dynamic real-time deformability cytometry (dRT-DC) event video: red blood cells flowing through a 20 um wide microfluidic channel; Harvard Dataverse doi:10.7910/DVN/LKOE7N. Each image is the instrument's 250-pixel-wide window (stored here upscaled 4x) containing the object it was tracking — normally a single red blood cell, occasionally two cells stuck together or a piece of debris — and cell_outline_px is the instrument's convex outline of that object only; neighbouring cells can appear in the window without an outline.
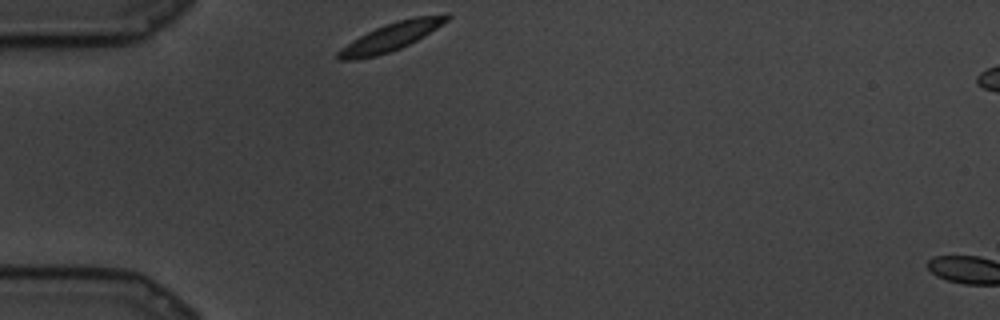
{"species": "common noctule bat (a hibernating species)", "species_latin": "Nyctalus noctula", "temperature_condition": "cold", "stored_images_in_passage": 52, "camera_frame_rate_fps": 3000, "um_per_image_px": 0.085, "animal": {"sex": "male", "body_mass_g": 19.5, "forearm_length_mm": 54.6}, "frame": {"image": 1, "passage_image": 1, "time_ms": 0.0, "image_size_px": [1000, 320], "cell_outline_px": [[452, 16], [448, 20], [424, 36], [400, 48], [376, 56], [356, 60], [340, 60], [336, 56], [336, 52], [340, 48], [352, 40], [376, 28], [396, 20], [416, 16], [444, 12], [448, 12]], "centroid_in_image_um": [33.27, 3.1], "position_along_channel_um": 51.7, "area_um2": 17.86}}
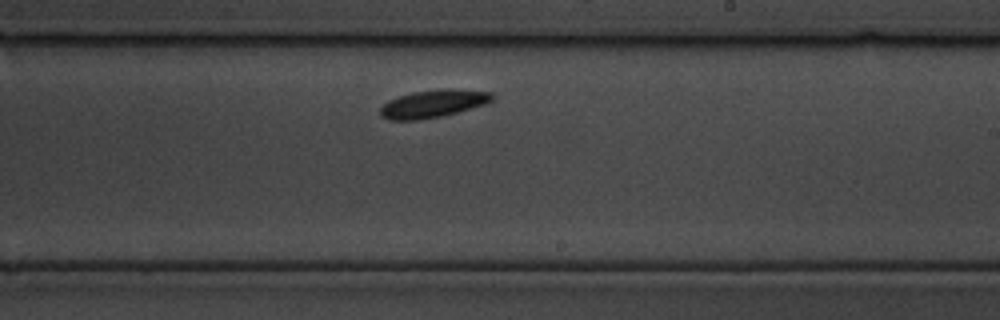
{"frame": {"image": 2, "passage_image": 31, "time_ms": 10.0, "image_size_px": [1000, 320], "cell_outline_px": [[496, 96], [492, 100], [484, 104], [456, 112], [440, 116], [420, 120], [388, 120], [380, 116], [380, 108], [388, 100], [412, 92], [444, 88], [492, 92]], "centroid_in_image_um": [36.79, 8.81], "position_along_channel_um": 252.2, "area_um2": 17.98}}
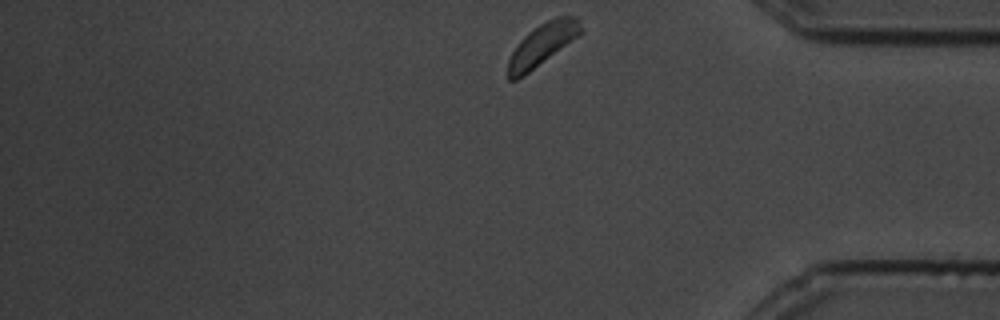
{"frame": {"image": 3, "passage_image": 52, "time_ms": 17.0, "image_size_px": [1000, 320], "cell_outline_px": [[584, 32], [524, 76], [516, 80], [508, 80], [508, 60], [512, 52], [520, 40], [528, 32], [540, 24], [556, 16], [576, 16], [584, 28]], "centroid_in_image_um": [46.12, 3.77], "position_along_channel_um": 389.1, "area_um2": 17.86}}